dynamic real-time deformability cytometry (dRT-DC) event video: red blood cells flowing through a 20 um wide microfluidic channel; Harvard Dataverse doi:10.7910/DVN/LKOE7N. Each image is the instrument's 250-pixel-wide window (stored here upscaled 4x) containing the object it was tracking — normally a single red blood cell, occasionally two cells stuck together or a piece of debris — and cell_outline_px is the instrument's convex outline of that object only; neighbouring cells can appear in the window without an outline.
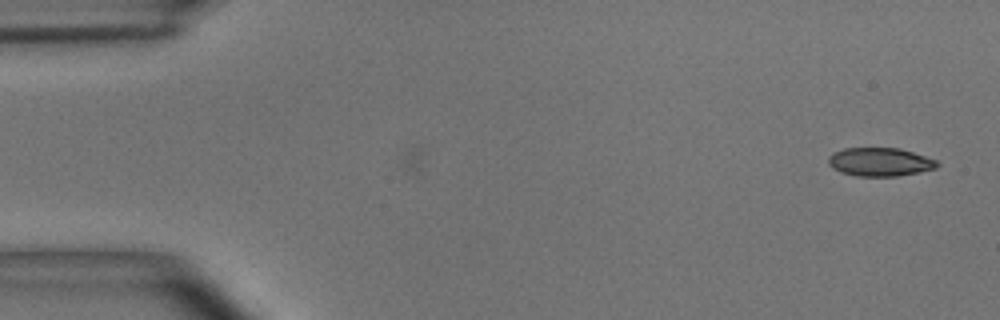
{"species": "common noctule bat (a hibernating species)", "species_latin": "Nyctalus noctula", "temperature_condition": "room temperature", "stored_images_in_passage": 2, "camera_frame_rate_fps": 3000, "um_per_image_px": 0.085, "animal": {"sex": "male", "body_mass_g": 15.6}, "frame": {"image": 1, "passage_image": 2, "time_ms": 0.333, "image_size_px": [1000, 320], "cell_outline_px": [[940, 164], [936, 168], [920, 172], [896, 176], [856, 176], [840, 172], [832, 168], [828, 164], [828, 156], [832, 152], [844, 148], [900, 148], [936, 160]], "centroid_in_image_um": [74.76, 13.76], "position_along_channel_um": 10.2, "area_um2": 18.15}}